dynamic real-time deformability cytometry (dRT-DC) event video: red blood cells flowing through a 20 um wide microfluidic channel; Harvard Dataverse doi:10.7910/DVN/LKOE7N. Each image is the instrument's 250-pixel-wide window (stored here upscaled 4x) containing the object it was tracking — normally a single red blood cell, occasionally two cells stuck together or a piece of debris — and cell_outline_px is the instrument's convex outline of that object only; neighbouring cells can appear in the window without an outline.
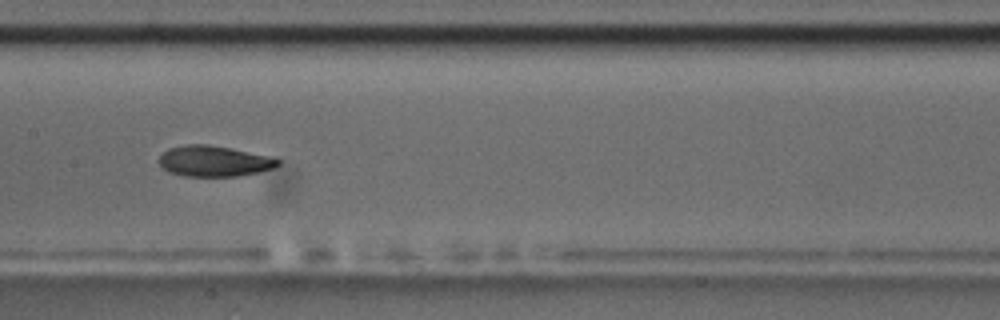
{"species": "common noctule bat (a hibernating species)", "species_latin": "Nyctalus noctula", "temperature_condition": "room temperature", "stored_images_in_passage": 11, "camera_frame_rate_fps": 3000, "um_per_image_px": 0.085, "animal": {"sex": "male", "body_mass_g": 17.5, "forearm_length_mm": 52.3}, "frame": {"image": 1, "passage_image": 4, "time_ms": 3.667, "image_size_px": [1000, 320], "cell_outline_px": [[280, 164], [272, 168], [256, 172], [236, 176], [184, 176], [168, 172], [156, 160], [168, 148], [188, 144], [208, 144], [232, 148], [268, 156], [280, 160]], "centroid_in_image_um": [18.14, 13.69], "position_along_channel_um": 189.3, "area_um2": 21.21}, "authors_computed_cell_mechanics": {"area_um2": 21.5594, "velocity_mm_per_s": 3.4867, "shape_relaxation_time_tau1_ms": 3.7142, "shape_relaxation_time_tau2_ms": 2.6587, "deformation_change_tau1": 0.1157, "deformation_change_tau2": 0.073}}